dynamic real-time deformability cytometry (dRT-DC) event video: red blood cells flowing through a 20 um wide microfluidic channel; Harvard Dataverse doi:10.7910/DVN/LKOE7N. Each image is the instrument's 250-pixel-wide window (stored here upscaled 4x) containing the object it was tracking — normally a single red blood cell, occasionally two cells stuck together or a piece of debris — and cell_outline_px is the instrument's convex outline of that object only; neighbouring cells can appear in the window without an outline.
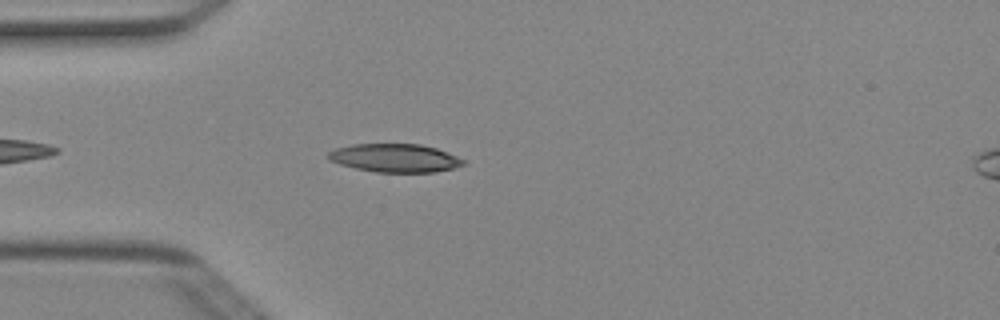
{"species": "Egyptian fruit bat (a non-hibernating species)", "species_latin": "Rousettus aegyptiacus", "temperature_condition": "cold", "stored_images_in_passage": 41, "camera_frame_rate_fps": 3000, "um_per_image_px": 0.085, "animal": {"sex": "female"}, "frame": {"image": 1, "passage_image": 5, "time_ms": 1.333, "image_size_px": [1000, 320], "cell_outline_px": [[468, 160], [464, 164], [452, 168], [436, 172], [376, 172], [356, 168], [340, 164], [328, 160], [328, 152], [336, 148], [352, 144], [420, 144], [436, 148], [448, 152]], "centroid_in_image_um": [33.6, 13.42], "position_along_channel_um": 51.4, "area_um2": 22.37}}
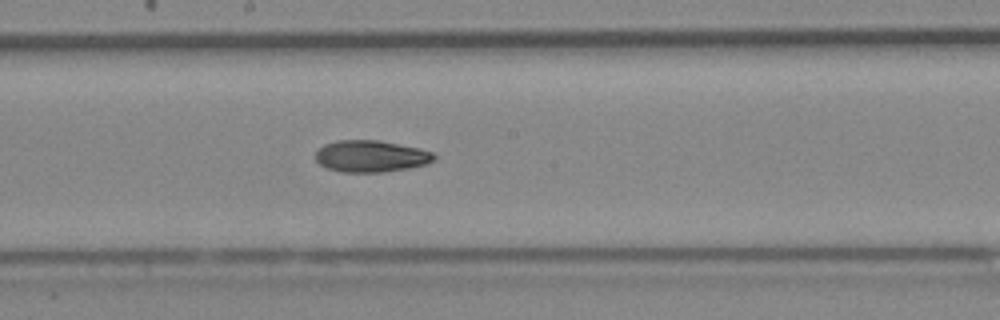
{"frame": {"image": 2, "passage_image": 18, "time_ms": 5.667, "image_size_px": [1000, 320], "cell_outline_px": [[436, 156], [428, 164], [408, 168], [384, 172], [340, 172], [328, 168], [320, 164], [316, 160], [316, 152], [324, 144], [336, 140], [380, 140], [420, 148], [436, 152]], "centroid_in_image_um": [31.56, 13.27], "position_along_channel_um": 216.6, "area_um2": 22.08}}
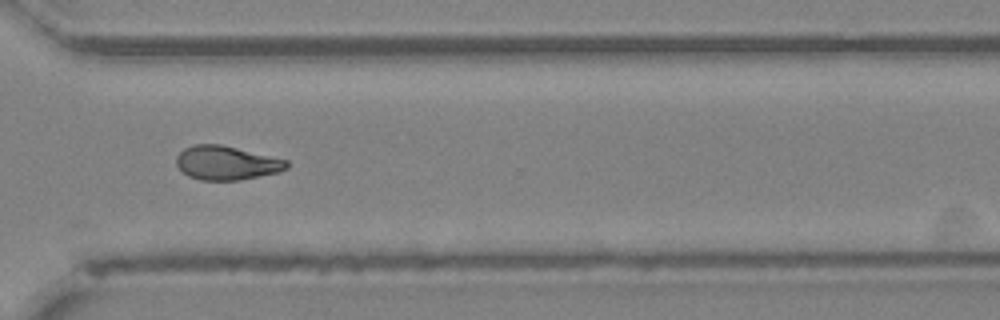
{"frame": {"image": 3, "passage_image": 28, "time_ms": 9.0, "image_size_px": [1000, 320], "cell_outline_px": [[288, 168], [280, 172], [240, 180], [200, 180], [188, 176], [176, 164], [176, 156], [184, 148], [192, 144], [220, 144], [288, 160]], "centroid_in_image_um": [19.25, 13.84], "position_along_channel_um": 351.3, "area_um2": 21.85}, "authors_computed_cell_mechanics": {"area_um2": 22.1952, "velocity_mm_per_s": 4.0179, "shape_relaxation_time_tau1_ms": 9.0593, "shape_relaxation_time_tau2_ms": 6.4192, "deformation_change_tau1": 0.1969, "deformation_change_tau2": 0.1304}}